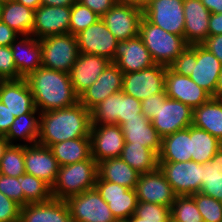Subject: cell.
<instances>
[{"instance_id":"obj_1","label":"cell","mask_w":222,"mask_h":222,"mask_svg":"<svg viewBox=\"0 0 222 222\" xmlns=\"http://www.w3.org/2000/svg\"><path fill=\"white\" fill-rule=\"evenodd\" d=\"M91 117L80 102L75 105L41 113L37 144L50 147L76 138H90Z\"/></svg>"},{"instance_id":"obj_2","label":"cell","mask_w":222,"mask_h":222,"mask_svg":"<svg viewBox=\"0 0 222 222\" xmlns=\"http://www.w3.org/2000/svg\"><path fill=\"white\" fill-rule=\"evenodd\" d=\"M31 89L35 107L40 113L67 108L79 102L73 90L69 73L38 68L26 78Z\"/></svg>"},{"instance_id":"obj_3","label":"cell","mask_w":222,"mask_h":222,"mask_svg":"<svg viewBox=\"0 0 222 222\" xmlns=\"http://www.w3.org/2000/svg\"><path fill=\"white\" fill-rule=\"evenodd\" d=\"M98 177V163L91 157L70 165L59 167L51 187L52 197L67 200L70 196L94 189Z\"/></svg>"},{"instance_id":"obj_4","label":"cell","mask_w":222,"mask_h":222,"mask_svg":"<svg viewBox=\"0 0 222 222\" xmlns=\"http://www.w3.org/2000/svg\"><path fill=\"white\" fill-rule=\"evenodd\" d=\"M139 36L153 61L167 67L188 46L182 36L163 30L144 16L140 23Z\"/></svg>"},{"instance_id":"obj_5","label":"cell","mask_w":222,"mask_h":222,"mask_svg":"<svg viewBox=\"0 0 222 222\" xmlns=\"http://www.w3.org/2000/svg\"><path fill=\"white\" fill-rule=\"evenodd\" d=\"M42 67L69 73L76 62L79 50L75 35L70 33L40 39Z\"/></svg>"},{"instance_id":"obj_6","label":"cell","mask_w":222,"mask_h":222,"mask_svg":"<svg viewBox=\"0 0 222 222\" xmlns=\"http://www.w3.org/2000/svg\"><path fill=\"white\" fill-rule=\"evenodd\" d=\"M66 202L72 222H118L95 188L70 196Z\"/></svg>"},{"instance_id":"obj_7","label":"cell","mask_w":222,"mask_h":222,"mask_svg":"<svg viewBox=\"0 0 222 222\" xmlns=\"http://www.w3.org/2000/svg\"><path fill=\"white\" fill-rule=\"evenodd\" d=\"M166 67L155 64L140 71L123 74L122 92L140 101L162 93L165 90Z\"/></svg>"},{"instance_id":"obj_8","label":"cell","mask_w":222,"mask_h":222,"mask_svg":"<svg viewBox=\"0 0 222 222\" xmlns=\"http://www.w3.org/2000/svg\"><path fill=\"white\" fill-rule=\"evenodd\" d=\"M159 169L177 196L199 193L202 186V164L194 161L159 163Z\"/></svg>"},{"instance_id":"obj_9","label":"cell","mask_w":222,"mask_h":222,"mask_svg":"<svg viewBox=\"0 0 222 222\" xmlns=\"http://www.w3.org/2000/svg\"><path fill=\"white\" fill-rule=\"evenodd\" d=\"M184 0H151L143 16L163 30L184 38Z\"/></svg>"},{"instance_id":"obj_10","label":"cell","mask_w":222,"mask_h":222,"mask_svg":"<svg viewBox=\"0 0 222 222\" xmlns=\"http://www.w3.org/2000/svg\"><path fill=\"white\" fill-rule=\"evenodd\" d=\"M143 11L117 2L101 19L118 41H125L139 35Z\"/></svg>"},{"instance_id":"obj_11","label":"cell","mask_w":222,"mask_h":222,"mask_svg":"<svg viewBox=\"0 0 222 222\" xmlns=\"http://www.w3.org/2000/svg\"><path fill=\"white\" fill-rule=\"evenodd\" d=\"M153 127L163 138L193 123V109L184 103L166 98L159 104L156 116L151 120Z\"/></svg>"},{"instance_id":"obj_12","label":"cell","mask_w":222,"mask_h":222,"mask_svg":"<svg viewBox=\"0 0 222 222\" xmlns=\"http://www.w3.org/2000/svg\"><path fill=\"white\" fill-rule=\"evenodd\" d=\"M75 36L79 52L103 56L113 62L118 40L101 18Z\"/></svg>"},{"instance_id":"obj_13","label":"cell","mask_w":222,"mask_h":222,"mask_svg":"<svg viewBox=\"0 0 222 222\" xmlns=\"http://www.w3.org/2000/svg\"><path fill=\"white\" fill-rule=\"evenodd\" d=\"M91 153L97 163L120 157L124 148V136L118 124L91 125Z\"/></svg>"},{"instance_id":"obj_14","label":"cell","mask_w":222,"mask_h":222,"mask_svg":"<svg viewBox=\"0 0 222 222\" xmlns=\"http://www.w3.org/2000/svg\"><path fill=\"white\" fill-rule=\"evenodd\" d=\"M106 201L116 220L125 221L135 213L138 203L135 189L101 180L97 177L94 187Z\"/></svg>"},{"instance_id":"obj_15","label":"cell","mask_w":222,"mask_h":222,"mask_svg":"<svg viewBox=\"0 0 222 222\" xmlns=\"http://www.w3.org/2000/svg\"><path fill=\"white\" fill-rule=\"evenodd\" d=\"M138 202L161 204L171 207L176 194L159 169L139 175L135 187Z\"/></svg>"},{"instance_id":"obj_16","label":"cell","mask_w":222,"mask_h":222,"mask_svg":"<svg viewBox=\"0 0 222 222\" xmlns=\"http://www.w3.org/2000/svg\"><path fill=\"white\" fill-rule=\"evenodd\" d=\"M71 7L41 5L34 10L32 36L43 39L48 36L69 33Z\"/></svg>"},{"instance_id":"obj_17","label":"cell","mask_w":222,"mask_h":222,"mask_svg":"<svg viewBox=\"0 0 222 222\" xmlns=\"http://www.w3.org/2000/svg\"><path fill=\"white\" fill-rule=\"evenodd\" d=\"M165 91L168 98L178 100L192 109L207 102L212 96L189 76H182L166 67Z\"/></svg>"},{"instance_id":"obj_18","label":"cell","mask_w":222,"mask_h":222,"mask_svg":"<svg viewBox=\"0 0 222 222\" xmlns=\"http://www.w3.org/2000/svg\"><path fill=\"white\" fill-rule=\"evenodd\" d=\"M113 62L123 74L140 71L156 64L139 35L125 41H118Z\"/></svg>"},{"instance_id":"obj_19","label":"cell","mask_w":222,"mask_h":222,"mask_svg":"<svg viewBox=\"0 0 222 222\" xmlns=\"http://www.w3.org/2000/svg\"><path fill=\"white\" fill-rule=\"evenodd\" d=\"M122 88L123 72L111 62L98 79L79 96V102L90 111L109 95L122 91Z\"/></svg>"},{"instance_id":"obj_20","label":"cell","mask_w":222,"mask_h":222,"mask_svg":"<svg viewBox=\"0 0 222 222\" xmlns=\"http://www.w3.org/2000/svg\"><path fill=\"white\" fill-rule=\"evenodd\" d=\"M24 163L26 174L42 179L52 187L60 166L49 147L24 144Z\"/></svg>"},{"instance_id":"obj_21","label":"cell","mask_w":222,"mask_h":222,"mask_svg":"<svg viewBox=\"0 0 222 222\" xmlns=\"http://www.w3.org/2000/svg\"><path fill=\"white\" fill-rule=\"evenodd\" d=\"M111 63L103 56L79 52L76 62L69 71V78L75 94L79 97L100 76Z\"/></svg>"},{"instance_id":"obj_22","label":"cell","mask_w":222,"mask_h":222,"mask_svg":"<svg viewBox=\"0 0 222 222\" xmlns=\"http://www.w3.org/2000/svg\"><path fill=\"white\" fill-rule=\"evenodd\" d=\"M18 71V79L27 78L42 66L40 40L32 35H19L10 45Z\"/></svg>"},{"instance_id":"obj_23","label":"cell","mask_w":222,"mask_h":222,"mask_svg":"<svg viewBox=\"0 0 222 222\" xmlns=\"http://www.w3.org/2000/svg\"><path fill=\"white\" fill-rule=\"evenodd\" d=\"M0 101L7 106L15 117L31 113L36 108L26 78L2 80L0 83Z\"/></svg>"},{"instance_id":"obj_24","label":"cell","mask_w":222,"mask_h":222,"mask_svg":"<svg viewBox=\"0 0 222 222\" xmlns=\"http://www.w3.org/2000/svg\"><path fill=\"white\" fill-rule=\"evenodd\" d=\"M192 70L189 77L213 97L222 63L201 44H196V61H193Z\"/></svg>"},{"instance_id":"obj_25","label":"cell","mask_w":222,"mask_h":222,"mask_svg":"<svg viewBox=\"0 0 222 222\" xmlns=\"http://www.w3.org/2000/svg\"><path fill=\"white\" fill-rule=\"evenodd\" d=\"M184 40L188 45L201 44L208 37L211 12L200 0H184Z\"/></svg>"},{"instance_id":"obj_26","label":"cell","mask_w":222,"mask_h":222,"mask_svg":"<svg viewBox=\"0 0 222 222\" xmlns=\"http://www.w3.org/2000/svg\"><path fill=\"white\" fill-rule=\"evenodd\" d=\"M19 222H72L66 200L52 198L42 203H30L20 209Z\"/></svg>"},{"instance_id":"obj_27","label":"cell","mask_w":222,"mask_h":222,"mask_svg":"<svg viewBox=\"0 0 222 222\" xmlns=\"http://www.w3.org/2000/svg\"><path fill=\"white\" fill-rule=\"evenodd\" d=\"M124 141L143 145L155 151L158 155L162 148V137L153 127L151 121L144 115H138V118L127 119L121 125Z\"/></svg>"},{"instance_id":"obj_28","label":"cell","mask_w":222,"mask_h":222,"mask_svg":"<svg viewBox=\"0 0 222 222\" xmlns=\"http://www.w3.org/2000/svg\"><path fill=\"white\" fill-rule=\"evenodd\" d=\"M192 161L191 125L162 138L159 163Z\"/></svg>"},{"instance_id":"obj_29","label":"cell","mask_w":222,"mask_h":222,"mask_svg":"<svg viewBox=\"0 0 222 222\" xmlns=\"http://www.w3.org/2000/svg\"><path fill=\"white\" fill-rule=\"evenodd\" d=\"M192 125L207 131L222 142V99L211 97L194 108Z\"/></svg>"},{"instance_id":"obj_30","label":"cell","mask_w":222,"mask_h":222,"mask_svg":"<svg viewBox=\"0 0 222 222\" xmlns=\"http://www.w3.org/2000/svg\"><path fill=\"white\" fill-rule=\"evenodd\" d=\"M139 173L120 157L106 159L98 163V177L129 189H135Z\"/></svg>"},{"instance_id":"obj_31","label":"cell","mask_w":222,"mask_h":222,"mask_svg":"<svg viewBox=\"0 0 222 222\" xmlns=\"http://www.w3.org/2000/svg\"><path fill=\"white\" fill-rule=\"evenodd\" d=\"M1 21L19 35H32L34 26V10L17 2H4Z\"/></svg>"},{"instance_id":"obj_32","label":"cell","mask_w":222,"mask_h":222,"mask_svg":"<svg viewBox=\"0 0 222 222\" xmlns=\"http://www.w3.org/2000/svg\"><path fill=\"white\" fill-rule=\"evenodd\" d=\"M59 166L74 164L92 157L90 138H76L49 147Z\"/></svg>"},{"instance_id":"obj_33","label":"cell","mask_w":222,"mask_h":222,"mask_svg":"<svg viewBox=\"0 0 222 222\" xmlns=\"http://www.w3.org/2000/svg\"><path fill=\"white\" fill-rule=\"evenodd\" d=\"M40 115L41 113L39 110L35 108L31 113L15 117L14 122L11 124L10 129L5 135L8 142L11 145H14V141L21 139L24 142H27L25 145L37 144L40 132Z\"/></svg>"},{"instance_id":"obj_34","label":"cell","mask_w":222,"mask_h":222,"mask_svg":"<svg viewBox=\"0 0 222 222\" xmlns=\"http://www.w3.org/2000/svg\"><path fill=\"white\" fill-rule=\"evenodd\" d=\"M120 158L139 174L152 172L159 165V155L155 151L129 142H125Z\"/></svg>"},{"instance_id":"obj_35","label":"cell","mask_w":222,"mask_h":222,"mask_svg":"<svg viewBox=\"0 0 222 222\" xmlns=\"http://www.w3.org/2000/svg\"><path fill=\"white\" fill-rule=\"evenodd\" d=\"M200 193L222 201V148L210 161L202 164V186Z\"/></svg>"},{"instance_id":"obj_36","label":"cell","mask_w":222,"mask_h":222,"mask_svg":"<svg viewBox=\"0 0 222 222\" xmlns=\"http://www.w3.org/2000/svg\"><path fill=\"white\" fill-rule=\"evenodd\" d=\"M221 148V142L207 131L191 124L192 161L204 164Z\"/></svg>"},{"instance_id":"obj_37","label":"cell","mask_w":222,"mask_h":222,"mask_svg":"<svg viewBox=\"0 0 222 222\" xmlns=\"http://www.w3.org/2000/svg\"><path fill=\"white\" fill-rule=\"evenodd\" d=\"M23 189V206L30 203H42L52 199L51 186L42 179L30 174L17 177Z\"/></svg>"},{"instance_id":"obj_38","label":"cell","mask_w":222,"mask_h":222,"mask_svg":"<svg viewBox=\"0 0 222 222\" xmlns=\"http://www.w3.org/2000/svg\"><path fill=\"white\" fill-rule=\"evenodd\" d=\"M24 144L15 143L5 151L0 161V174L10 177H19L25 174Z\"/></svg>"},{"instance_id":"obj_39","label":"cell","mask_w":222,"mask_h":222,"mask_svg":"<svg viewBox=\"0 0 222 222\" xmlns=\"http://www.w3.org/2000/svg\"><path fill=\"white\" fill-rule=\"evenodd\" d=\"M171 222H204L191 195L176 196L171 206Z\"/></svg>"},{"instance_id":"obj_40","label":"cell","mask_w":222,"mask_h":222,"mask_svg":"<svg viewBox=\"0 0 222 222\" xmlns=\"http://www.w3.org/2000/svg\"><path fill=\"white\" fill-rule=\"evenodd\" d=\"M91 125L118 124V92L90 110Z\"/></svg>"},{"instance_id":"obj_41","label":"cell","mask_w":222,"mask_h":222,"mask_svg":"<svg viewBox=\"0 0 222 222\" xmlns=\"http://www.w3.org/2000/svg\"><path fill=\"white\" fill-rule=\"evenodd\" d=\"M101 17L94 13L87 6L82 5L77 0L71 6L69 33L77 35L82 30L87 29Z\"/></svg>"},{"instance_id":"obj_42","label":"cell","mask_w":222,"mask_h":222,"mask_svg":"<svg viewBox=\"0 0 222 222\" xmlns=\"http://www.w3.org/2000/svg\"><path fill=\"white\" fill-rule=\"evenodd\" d=\"M191 196L194 198L204 222H222V201L200 192Z\"/></svg>"},{"instance_id":"obj_43","label":"cell","mask_w":222,"mask_h":222,"mask_svg":"<svg viewBox=\"0 0 222 222\" xmlns=\"http://www.w3.org/2000/svg\"><path fill=\"white\" fill-rule=\"evenodd\" d=\"M134 214L144 222H171V207L161 204L138 202Z\"/></svg>"},{"instance_id":"obj_44","label":"cell","mask_w":222,"mask_h":222,"mask_svg":"<svg viewBox=\"0 0 222 222\" xmlns=\"http://www.w3.org/2000/svg\"><path fill=\"white\" fill-rule=\"evenodd\" d=\"M143 115L141 101L133 96L118 92V125L121 126L127 119L138 118Z\"/></svg>"},{"instance_id":"obj_45","label":"cell","mask_w":222,"mask_h":222,"mask_svg":"<svg viewBox=\"0 0 222 222\" xmlns=\"http://www.w3.org/2000/svg\"><path fill=\"white\" fill-rule=\"evenodd\" d=\"M193 61H196V44L188 45L168 67L179 75L190 76Z\"/></svg>"},{"instance_id":"obj_46","label":"cell","mask_w":222,"mask_h":222,"mask_svg":"<svg viewBox=\"0 0 222 222\" xmlns=\"http://www.w3.org/2000/svg\"><path fill=\"white\" fill-rule=\"evenodd\" d=\"M0 192L21 207L23 206V189L17 181V177L0 174Z\"/></svg>"},{"instance_id":"obj_47","label":"cell","mask_w":222,"mask_h":222,"mask_svg":"<svg viewBox=\"0 0 222 222\" xmlns=\"http://www.w3.org/2000/svg\"><path fill=\"white\" fill-rule=\"evenodd\" d=\"M0 78L2 80L18 79V71L10 46H0Z\"/></svg>"},{"instance_id":"obj_48","label":"cell","mask_w":222,"mask_h":222,"mask_svg":"<svg viewBox=\"0 0 222 222\" xmlns=\"http://www.w3.org/2000/svg\"><path fill=\"white\" fill-rule=\"evenodd\" d=\"M21 206L0 192V222H19Z\"/></svg>"},{"instance_id":"obj_49","label":"cell","mask_w":222,"mask_h":222,"mask_svg":"<svg viewBox=\"0 0 222 222\" xmlns=\"http://www.w3.org/2000/svg\"><path fill=\"white\" fill-rule=\"evenodd\" d=\"M167 98L166 91L147 97L141 101L143 115L150 121L156 116L159 104L164 103Z\"/></svg>"},{"instance_id":"obj_50","label":"cell","mask_w":222,"mask_h":222,"mask_svg":"<svg viewBox=\"0 0 222 222\" xmlns=\"http://www.w3.org/2000/svg\"><path fill=\"white\" fill-rule=\"evenodd\" d=\"M82 5L87 6L98 16L102 17L110 8H112L117 0H77Z\"/></svg>"},{"instance_id":"obj_51","label":"cell","mask_w":222,"mask_h":222,"mask_svg":"<svg viewBox=\"0 0 222 222\" xmlns=\"http://www.w3.org/2000/svg\"><path fill=\"white\" fill-rule=\"evenodd\" d=\"M201 45L213 53V55L222 63V34L208 36Z\"/></svg>"},{"instance_id":"obj_52","label":"cell","mask_w":222,"mask_h":222,"mask_svg":"<svg viewBox=\"0 0 222 222\" xmlns=\"http://www.w3.org/2000/svg\"><path fill=\"white\" fill-rule=\"evenodd\" d=\"M15 116L6 105L0 101V136H5L14 122Z\"/></svg>"},{"instance_id":"obj_53","label":"cell","mask_w":222,"mask_h":222,"mask_svg":"<svg viewBox=\"0 0 222 222\" xmlns=\"http://www.w3.org/2000/svg\"><path fill=\"white\" fill-rule=\"evenodd\" d=\"M18 36L17 32L0 21V46H10Z\"/></svg>"},{"instance_id":"obj_54","label":"cell","mask_w":222,"mask_h":222,"mask_svg":"<svg viewBox=\"0 0 222 222\" xmlns=\"http://www.w3.org/2000/svg\"><path fill=\"white\" fill-rule=\"evenodd\" d=\"M222 34V13H211L209 18L208 36Z\"/></svg>"},{"instance_id":"obj_55","label":"cell","mask_w":222,"mask_h":222,"mask_svg":"<svg viewBox=\"0 0 222 222\" xmlns=\"http://www.w3.org/2000/svg\"><path fill=\"white\" fill-rule=\"evenodd\" d=\"M211 13H222V0H200Z\"/></svg>"},{"instance_id":"obj_56","label":"cell","mask_w":222,"mask_h":222,"mask_svg":"<svg viewBox=\"0 0 222 222\" xmlns=\"http://www.w3.org/2000/svg\"><path fill=\"white\" fill-rule=\"evenodd\" d=\"M45 6L71 7L76 0H41Z\"/></svg>"},{"instance_id":"obj_57","label":"cell","mask_w":222,"mask_h":222,"mask_svg":"<svg viewBox=\"0 0 222 222\" xmlns=\"http://www.w3.org/2000/svg\"><path fill=\"white\" fill-rule=\"evenodd\" d=\"M150 1L151 0H117V2L133 6L142 11L147 7Z\"/></svg>"},{"instance_id":"obj_58","label":"cell","mask_w":222,"mask_h":222,"mask_svg":"<svg viewBox=\"0 0 222 222\" xmlns=\"http://www.w3.org/2000/svg\"><path fill=\"white\" fill-rule=\"evenodd\" d=\"M16 1L33 10H36L39 6L42 5L41 0H16Z\"/></svg>"},{"instance_id":"obj_59","label":"cell","mask_w":222,"mask_h":222,"mask_svg":"<svg viewBox=\"0 0 222 222\" xmlns=\"http://www.w3.org/2000/svg\"><path fill=\"white\" fill-rule=\"evenodd\" d=\"M10 145L11 144L8 142L5 136H0V161Z\"/></svg>"},{"instance_id":"obj_60","label":"cell","mask_w":222,"mask_h":222,"mask_svg":"<svg viewBox=\"0 0 222 222\" xmlns=\"http://www.w3.org/2000/svg\"><path fill=\"white\" fill-rule=\"evenodd\" d=\"M213 98L222 99V70L218 78V83H217V86L215 89V95L213 96Z\"/></svg>"},{"instance_id":"obj_61","label":"cell","mask_w":222,"mask_h":222,"mask_svg":"<svg viewBox=\"0 0 222 222\" xmlns=\"http://www.w3.org/2000/svg\"><path fill=\"white\" fill-rule=\"evenodd\" d=\"M125 222H144V219H141L140 217H137L135 214H133L128 219H126Z\"/></svg>"},{"instance_id":"obj_62","label":"cell","mask_w":222,"mask_h":222,"mask_svg":"<svg viewBox=\"0 0 222 222\" xmlns=\"http://www.w3.org/2000/svg\"><path fill=\"white\" fill-rule=\"evenodd\" d=\"M2 6H3V3L0 2V21H1Z\"/></svg>"},{"instance_id":"obj_63","label":"cell","mask_w":222,"mask_h":222,"mask_svg":"<svg viewBox=\"0 0 222 222\" xmlns=\"http://www.w3.org/2000/svg\"><path fill=\"white\" fill-rule=\"evenodd\" d=\"M8 1H14V0H0V2H2V3L8 2Z\"/></svg>"}]
</instances>
